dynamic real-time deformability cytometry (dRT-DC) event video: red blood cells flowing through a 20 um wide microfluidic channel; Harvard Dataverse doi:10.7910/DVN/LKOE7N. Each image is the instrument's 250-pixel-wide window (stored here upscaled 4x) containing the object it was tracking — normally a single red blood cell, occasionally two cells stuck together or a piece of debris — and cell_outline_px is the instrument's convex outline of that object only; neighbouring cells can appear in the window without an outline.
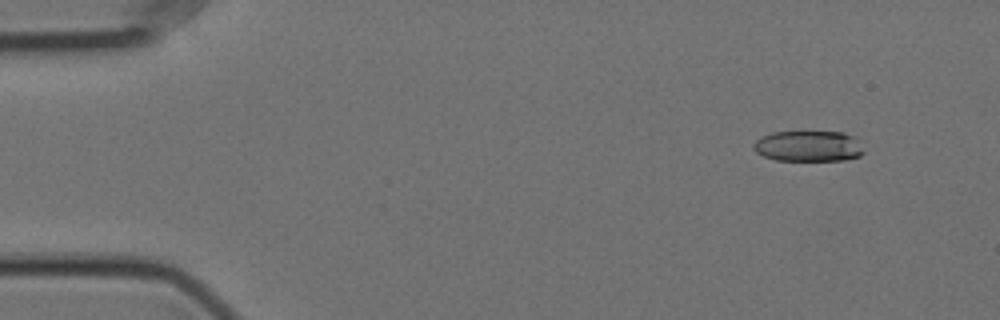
{"species": "Egyptian fruit bat (a non-hibernating species)", "species_latin": "Rousettus aegyptiacus", "temperature_condition": "cold", "stored_images_in_passage": 9, "camera_frame_rate_fps": 3000, "um_per_image_px": 0.085, "animal": {"sex": "female"}, "frame": {"image": 1, "passage_image": 5, "time_ms": 1.333, "image_size_px": [1000, 320], "cell_outline_px": [[864, 152], [860, 156], [844, 160], [776, 160], [764, 156], [756, 152], [752, 148], [752, 144], [760, 136], [772, 132], [844, 132], [860, 140]], "centroid_in_image_um": [68.71, 12.42], "position_along_channel_um": 16.3, "area_um2": 19.94}}